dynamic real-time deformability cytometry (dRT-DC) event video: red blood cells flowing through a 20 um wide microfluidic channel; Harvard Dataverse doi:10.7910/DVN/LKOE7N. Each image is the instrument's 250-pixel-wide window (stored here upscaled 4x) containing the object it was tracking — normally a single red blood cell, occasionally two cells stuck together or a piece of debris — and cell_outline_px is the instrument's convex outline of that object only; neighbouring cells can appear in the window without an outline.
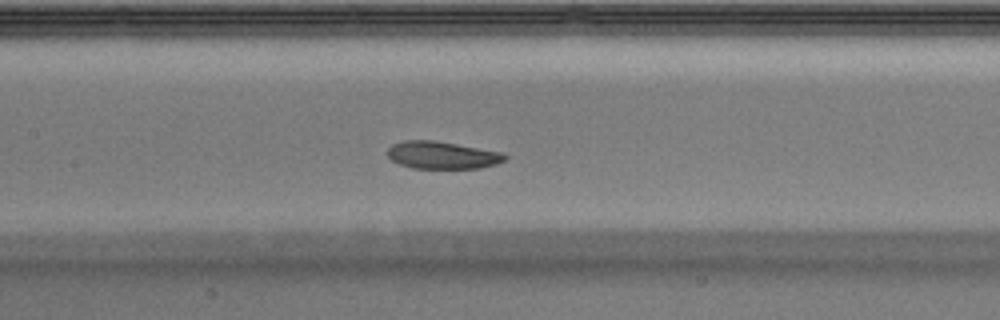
{"species": "Egyptian fruit bat (a non-hibernating species)", "species_latin": "Rousettus aegyptiacus", "temperature_condition": "warm", "stored_images_in_passage": 35, "camera_frame_rate_fps": 3000, "um_per_image_px": 0.085, "animal": {"sex": "male"}, "frame": {"image": 1, "passage_image": 20, "time_ms": 6.333, "image_size_px": [1000, 320], "cell_outline_px": [[508, 156], [504, 160], [496, 164], [480, 168], [412, 168], [400, 164], [392, 160], [388, 156], [388, 148], [392, 144], [404, 140], [432, 140], [504, 152]], "centroid_in_image_um": [37.6, 13.18], "position_along_channel_um": 169.8, "area_um2": 18.73}}